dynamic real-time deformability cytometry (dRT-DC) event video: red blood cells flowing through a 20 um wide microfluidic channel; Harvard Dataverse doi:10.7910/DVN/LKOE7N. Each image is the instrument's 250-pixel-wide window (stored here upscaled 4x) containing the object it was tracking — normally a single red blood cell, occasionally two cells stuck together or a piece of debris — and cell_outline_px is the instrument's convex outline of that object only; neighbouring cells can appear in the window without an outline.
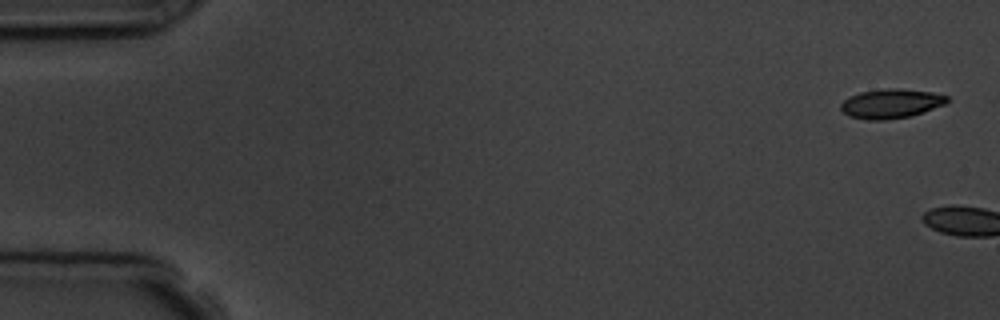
{"species": "common noctule bat (a hibernating species)", "species_latin": "Nyctalus noctula", "temperature_condition": "room temperature", "stored_images_in_passage": 2, "camera_frame_rate_fps": 3000, "um_per_image_px": 0.085, "animal": {"sex": "male", "body_mass_g": 19.5, "forearm_length_mm": 54.6}, "frame": {"image": 1, "passage_image": 1, "time_ms": 0.0, "image_size_px": [1000, 320], "cell_outline_px": [[948, 100], [944, 104], [912, 116], [884, 120], [868, 120], [848, 116], [840, 108], [840, 104], [848, 96], [860, 92], [884, 88], [900, 88], [932, 92], [948, 96]], "centroid_in_image_um": [75.7, 8.8], "position_along_channel_um": 9.3, "area_um2": 18.26}}